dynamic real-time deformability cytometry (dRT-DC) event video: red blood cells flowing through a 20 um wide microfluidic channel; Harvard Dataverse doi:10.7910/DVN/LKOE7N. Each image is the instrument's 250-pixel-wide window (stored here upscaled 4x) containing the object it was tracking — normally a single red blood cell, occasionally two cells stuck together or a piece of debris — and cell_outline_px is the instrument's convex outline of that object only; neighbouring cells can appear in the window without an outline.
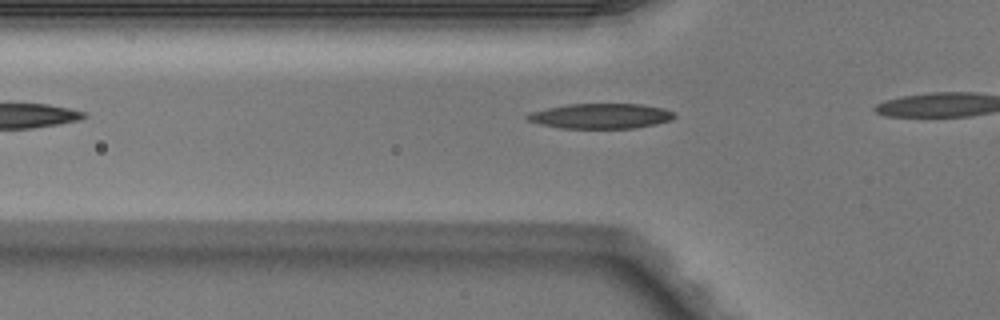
{"species": "Egyptian fruit bat (a non-hibernating species)", "species_latin": "Rousettus aegyptiacus", "temperature_condition": "warm", "stored_images_in_passage": 4, "camera_frame_rate_fps": 3000, "um_per_image_px": 0.085, "animal": {"sex": "male"}, "frame": {"image": 1, "passage_image": 3, "time_ms": 0.667, "image_size_px": [1000, 320], "cell_outline_px": [[676, 116], [672, 120], [656, 124], [636, 128], [560, 128], [540, 124], [528, 120], [524, 116], [532, 112], [548, 108], [568, 104], [640, 104], [664, 108], [676, 112]], "centroid_in_image_um": [51.13, 9.86], "position_along_channel_um": 74.7, "area_um2": 21.56}}